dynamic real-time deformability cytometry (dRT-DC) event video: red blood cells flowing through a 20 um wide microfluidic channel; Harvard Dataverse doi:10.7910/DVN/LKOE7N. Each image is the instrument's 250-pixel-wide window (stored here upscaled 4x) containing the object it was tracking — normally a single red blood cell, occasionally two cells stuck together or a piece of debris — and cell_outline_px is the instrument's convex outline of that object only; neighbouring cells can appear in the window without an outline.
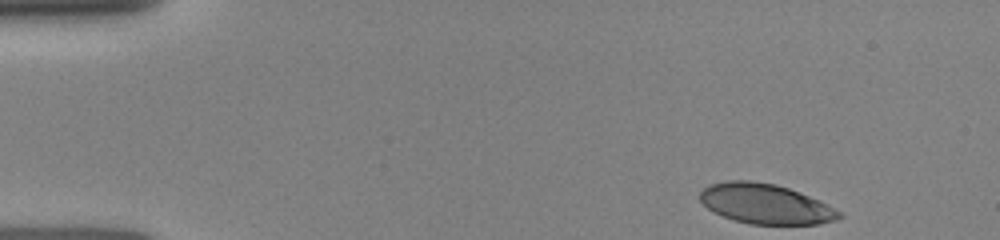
{"species": "human", "species_latin": "Homo sapiens", "temperature_condition": "room temperature", "stored_images_in_passage": 10, "camera_frame_rate_fps": 3000, "um_per_image_px": 0.085, "donor": {"sex": "female"}, "frame": {"image": 1, "passage_image": 1, "time_ms": 0.0, "image_size_px": [1000, 240], "cell_outline_px": [[844, 216], [836, 220], [816, 224], [752, 224], [732, 220], [712, 212], [700, 200], [700, 192], [708, 184], [724, 180], [748, 180], [776, 184], [788, 188], [808, 196], [840, 212]], "centroid_in_image_um": [64.99, 17.32], "position_along_channel_um": 20.0, "area_um2": 32.25}}
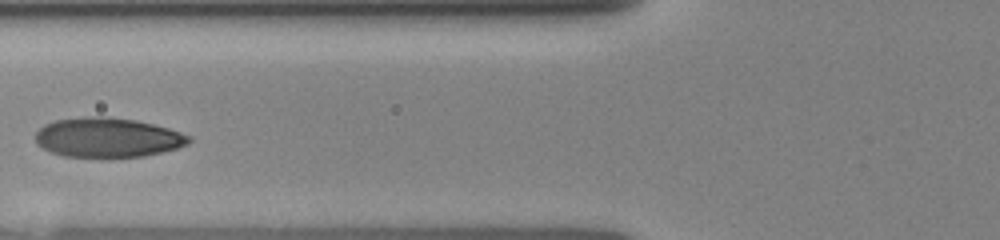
{"frame": {"image": 2, "passage_image": 9, "time_ms": 4.667, "image_size_px": [1000, 240], "cell_outline_px": [[192, 140], [188, 144], [176, 148], [144, 156], [64, 156], [52, 152], [36, 144], [36, 132], [44, 124], [56, 120], [84, 116], [108, 116], [136, 120], [168, 128], [192, 136]], "centroid_in_image_um": [9.15, 11.66], "position_along_channel_um": 116.6, "area_um2": 35.14}}
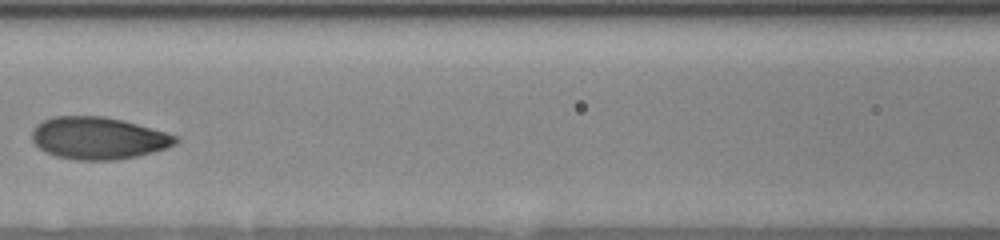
{"frame": {"image": 3, "passage_image": 10, "time_ms": 5.667, "image_size_px": [1000, 240], "cell_outline_px": [[180, 140], [176, 144], [168, 148], [136, 156], [116, 160], [76, 160], [56, 156], [44, 152], [32, 140], [32, 132], [36, 124], [44, 120], [56, 116], [104, 116], [136, 124], [180, 136]], "centroid_in_image_um": [8.37, 11.75], "position_along_channel_um": 158.2, "area_um2": 35.32}}